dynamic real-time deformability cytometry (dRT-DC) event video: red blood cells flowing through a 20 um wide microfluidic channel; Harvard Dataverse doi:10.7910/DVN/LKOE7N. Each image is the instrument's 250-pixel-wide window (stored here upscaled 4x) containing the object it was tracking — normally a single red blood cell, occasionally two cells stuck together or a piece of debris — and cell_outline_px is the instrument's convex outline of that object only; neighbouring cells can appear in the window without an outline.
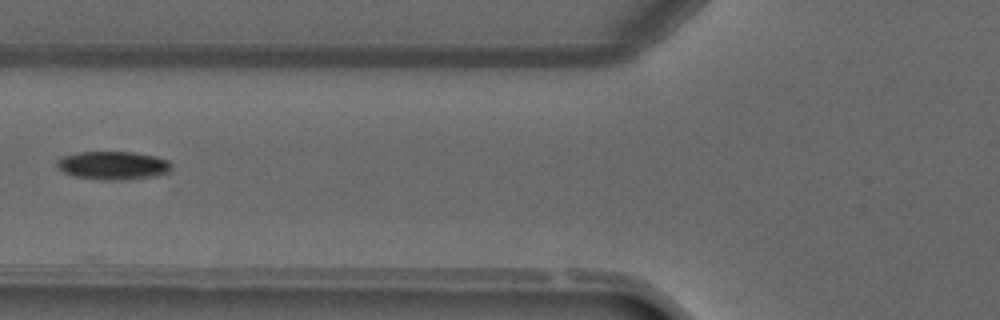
{"species": "common noctule bat (a hibernating species)", "species_latin": "Nyctalus noctula", "temperature_condition": "warm", "stored_images_in_passage": 3, "camera_frame_rate_fps": 3000, "um_per_image_px": 0.085, "animal": {"sex": "male", "forearm_length_mm": 52.5}, "frame": {"image": 1, "passage_image": 3, "time_ms": 2.667, "image_size_px": [1000, 320], "cell_outline_px": [[172, 172], [156, 176], [112, 180], [100, 180], [72, 176], [64, 172], [56, 164], [56, 160], [64, 156], [76, 152], [132, 152], [156, 156], [168, 160], [172, 164]], "centroid_in_image_um": [9.64, 14.06], "position_along_channel_um": 116.2, "area_um2": 19.02}}